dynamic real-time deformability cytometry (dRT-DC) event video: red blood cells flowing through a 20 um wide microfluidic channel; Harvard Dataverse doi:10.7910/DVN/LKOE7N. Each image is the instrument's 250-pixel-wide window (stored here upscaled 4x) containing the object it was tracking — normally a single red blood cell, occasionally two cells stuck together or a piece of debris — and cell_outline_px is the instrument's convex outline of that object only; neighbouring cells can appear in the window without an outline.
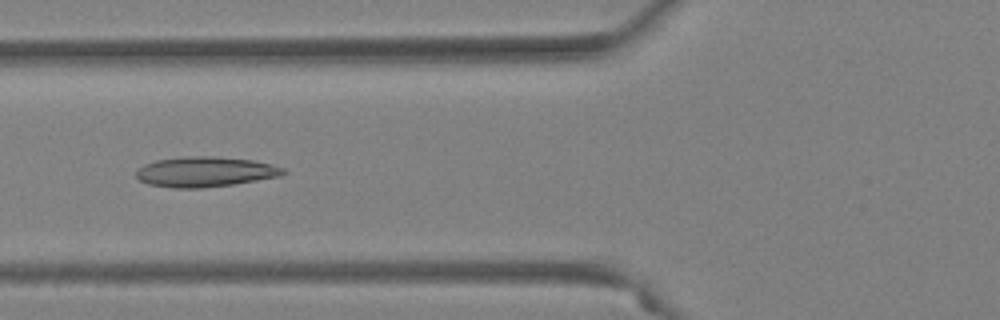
{"species": "Egyptian fruit bat (a non-hibernating species)", "species_latin": "Rousettus aegyptiacus", "temperature_condition": "warm", "stored_images_in_passage": 39, "camera_frame_rate_fps": 3000, "um_per_image_px": 0.085, "animal": {"sex": "female"}, "frame": {"image": 1, "passage_image": 7, "time_ms": 2.0, "image_size_px": [1000, 320], "cell_outline_px": [[288, 172], [280, 176], [232, 184], [204, 188], [172, 188], [148, 184], [140, 180], [136, 176], [136, 168], [144, 164], [156, 160], [184, 156], [212, 156], [252, 160], [272, 164], [284, 168]], "centroid_in_image_um": [17.41, 14.6], "position_along_channel_um": 108.4, "area_um2": 25.95}}
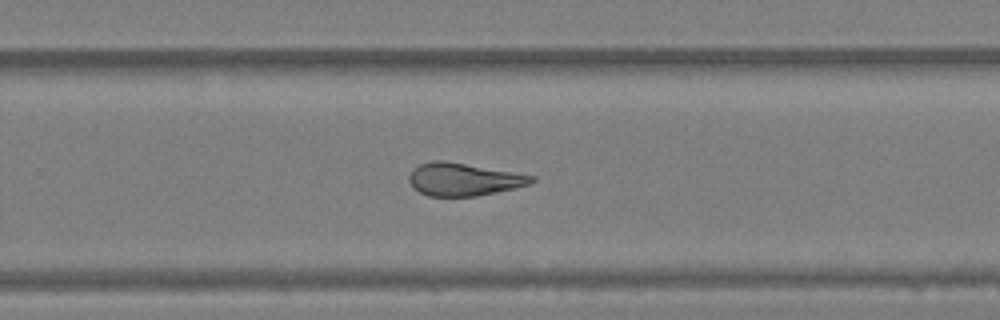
{"frame": {"image": 2, "passage_image": 21, "time_ms": 6.667, "image_size_px": [1000, 320], "cell_outline_px": [[536, 180], [528, 184], [496, 192], [476, 196], [428, 196], [420, 192], [408, 180], [408, 176], [412, 168], [420, 164], [432, 160], [444, 160], [536, 176]], "centroid_in_image_um": [39.37, 15.23], "position_along_channel_um": 290.4, "area_um2": 23.18}}
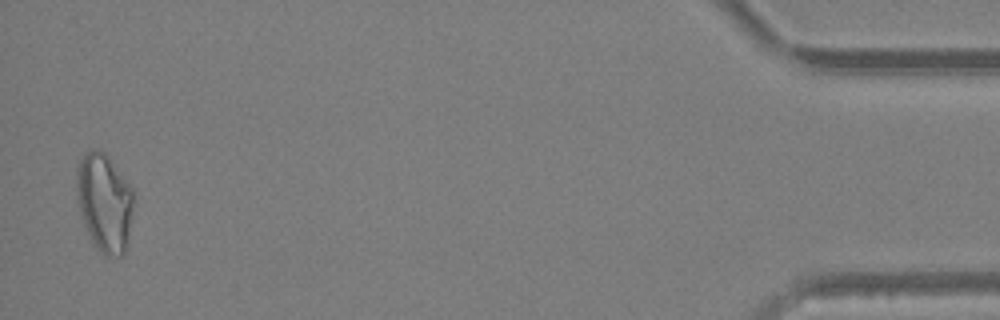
{"frame": {"image": 3, "passage_image": 38, "time_ms": 12.333, "image_size_px": [1000, 320], "cell_outline_px": [[136, 204], [128, 244], [124, 252], [120, 256], [104, 256], [100, 252], [88, 236], [80, 216], [76, 196], [76, 168], [80, 160], [88, 152], [96, 148], [100, 148], [104, 152], [132, 188]], "centroid_in_image_um": [8.89, 17.26], "position_along_channel_um": 426.3, "area_um2": 33.47}, "authors_computed_cell_mechanics": {"area_um2": 24.5072, "velocity_mm_per_s": 3.9018, "shape_relaxation_time_tau1_ms": null, "shape_relaxation_time_tau2_ms": 2.3146, "deformation_change_tau1": null, "deformation_change_tau2": 0.1149}}